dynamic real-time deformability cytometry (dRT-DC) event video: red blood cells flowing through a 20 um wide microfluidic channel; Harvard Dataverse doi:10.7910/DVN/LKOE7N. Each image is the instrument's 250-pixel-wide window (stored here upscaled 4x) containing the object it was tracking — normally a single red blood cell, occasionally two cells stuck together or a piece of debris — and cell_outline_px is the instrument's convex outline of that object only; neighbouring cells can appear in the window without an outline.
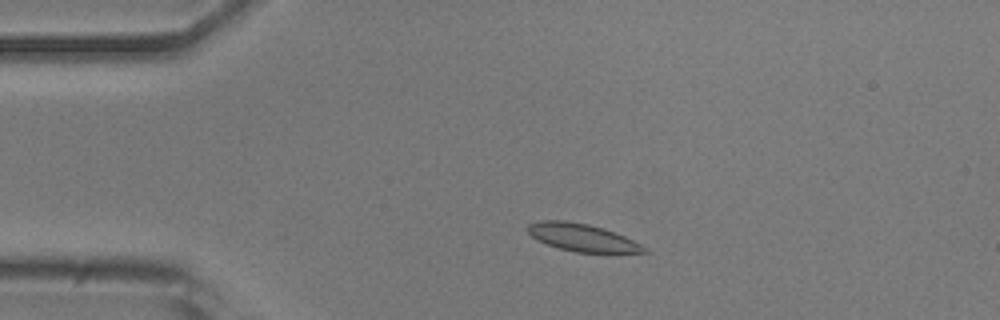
{"species": "common noctule bat (a hibernating species)", "species_latin": "Nyctalus noctula", "temperature_condition": "room temperature", "stored_images_in_passage": 6, "camera_frame_rate_fps": 3000, "um_per_image_px": 0.085, "animal": {"sex": "male", "body_mass_g": 20.5, "forearm_length_mm": 52.5}, "frame": {"image": 1, "passage_image": 1, "time_ms": 0.0, "image_size_px": [1000, 320], "cell_outline_px": [[652, 252], [576, 252], [560, 248], [548, 244], [532, 236], [528, 232], [528, 224], [540, 220], [564, 220], [588, 224], [604, 228], [624, 236], [648, 248]], "centroid_in_image_um": [49.5, 20.18], "position_along_channel_um": 35.5, "area_um2": 18.38}}